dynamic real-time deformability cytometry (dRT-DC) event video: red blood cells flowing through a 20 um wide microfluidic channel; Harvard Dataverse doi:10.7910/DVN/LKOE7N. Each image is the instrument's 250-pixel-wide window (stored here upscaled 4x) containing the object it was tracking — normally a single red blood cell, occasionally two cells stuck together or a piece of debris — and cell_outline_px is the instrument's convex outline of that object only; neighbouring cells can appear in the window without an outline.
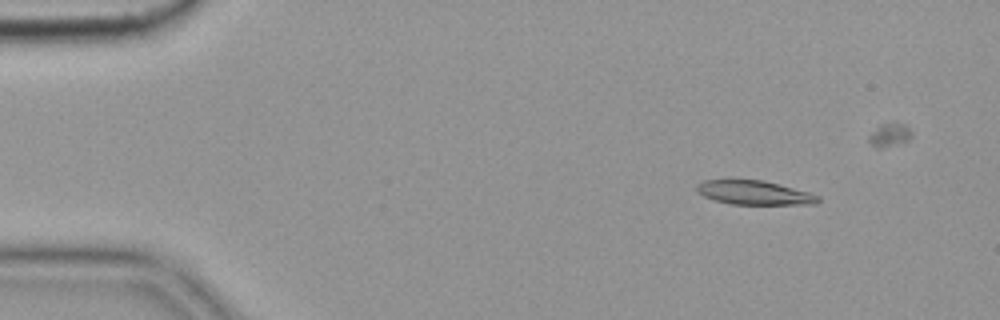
{"species": "common noctule bat (a hibernating species)", "species_latin": "Nyctalus noctula", "temperature_condition": "cold", "stored_images_in_passage": 51, "camera_frame_rate_fps": 3000, "um_per_image_px": 0.085, "animal": {"sex": "female", "body_mass_g": 19.9}, "frame": {"image": 1, "passage_image": 7, "time_ms": 2.0, "image_size_px": [1000, 320], "cell_outline_px": [[820, 200], [816, 204], [732, 204], [716, 200], [704, 196], [696, 188], [696, 184], [704, 180], [764, 180], [808, 192], [820, 196]], "centroid_in_image_um": [64.14, 16.37], "position_along_channel_um": 20.9, "area_um2": 16.76}}
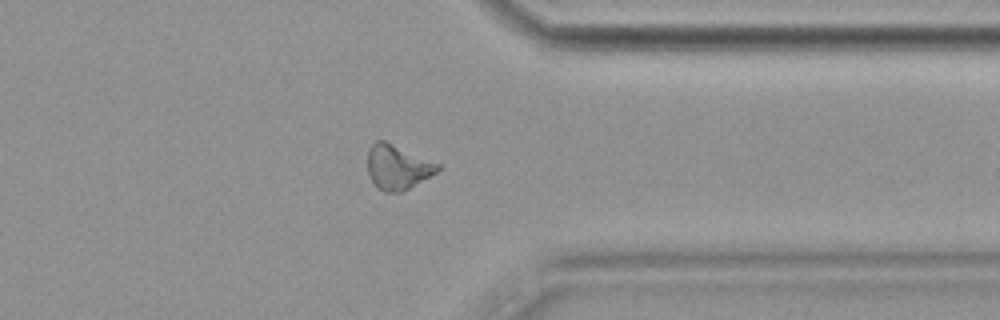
{"frame": {"image": 2, "passage_image": 44, "time_ms": 14.333, "image_size_px": [1000, 320], "cell_outline_px": [[440, 168], [436, 172], [408, 188], [400, 192], [384, 192], [376, 188], [368, 176], [368, 148], [376, 140], [384, 140], [440, 164]], "centroid_in_image_um": [33.74, 14.2], "position_along_channel_um": 377.7, "area_um2": 18.09}}